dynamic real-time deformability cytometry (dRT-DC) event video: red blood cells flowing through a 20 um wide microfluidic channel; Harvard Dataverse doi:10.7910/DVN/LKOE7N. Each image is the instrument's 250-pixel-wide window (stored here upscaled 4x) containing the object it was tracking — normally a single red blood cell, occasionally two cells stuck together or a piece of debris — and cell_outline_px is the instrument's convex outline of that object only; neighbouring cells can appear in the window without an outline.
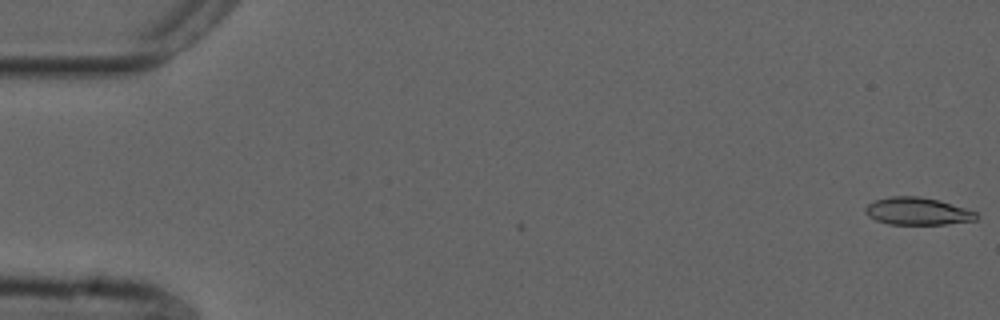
{"species": "common noctule bat (a hibernating species)", "species_latin": "Nyctalus noctula", "temperature_condition": "cold", "stored_images_in_passage": 2, "camera_frame_rate_fps": 3000, "um_per_image_px": 0.085, "animal": {"sex": "male", "forearm_length_mm": 52.5}, "frame": {"image": 1, "passage_image": 2, "time_ms": 0.333, "image_size_px": [1000, 320], "cell_outline_px": [[980, 216], [976, 220], [944, 224], [888, 224], [876, 220], [868, 216], [864, 212], [864, 208], [868, 204], [876, 200], [892, 196], [920, 196], [940, 200], [976, 212]], "centroid_in_image_um": [77.98, 17.95], "position_along_channel_um": 7.0, "area_um2": 17.74}}